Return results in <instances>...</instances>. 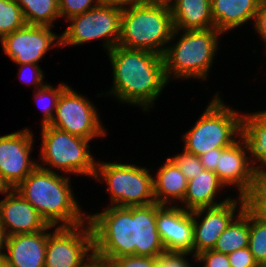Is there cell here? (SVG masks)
<instances>
[{"instance_id": "cell-1", "label": "cell", "mask_w": 266, "mask_h": 267, "mask_svg": "<svg viewBox=\"0 0 266 267\" xmlns=\"http://www.w3.org/2000/svg\"><path fill=\"white\" fill-rule=\"evenodd\" d=\"M112 66L113 86L105 94L117 101L139 105L143 111L152 108L168 81L163 56L142 49L117 45L107 52Z\"/></svg>"}, {"instance_id": "cell-2", "label": "cell", "mask_w": 266, "mask_h": 267, "mask_svg": "<svg viewBox=\"0 0 266 267\" xmlns=\"http://www.w3.org/2000/svg\"><path fill=\"white\" fill-rule=\"evenodd\" d=\"M63 175L37 166L15 190L49 225L76 226L85 223L88 214L81 212L80 204L71 191L70 177Z\"/></svg>"}, {"instance_id": "cell-3", "label": "cell", "mask_w": 266, "mask_h": 267, "mask_svg": "<svg viewBox=\"0 0 266 267\" xmlns=\"http://www.w3.org/2000/svg\"><path fill=\"white\" fill-rule=\"evenodd\" d=\"M178 33L168 1L144 0L122 8L118 45L163 55Z\"/></svg>"}, {"instance_id": "cell-4", "label": "cell", "mask_w": 266, "mask_h": 267, "mask_svg": "<svg viewBox=\"0 0 266 267\" xmlns=\"http://www.w3.org/2000/svg\"><path fill=\"white\" fill-rule=\"evenodd\" d=\"M179 40L167 46L163 56L165 77L207 80L223 34L216 28L183 30ZM220 35V36H219ZM219 36V37H218ZM174 76V77H172Z\"/></svg>"}, {"instance_id": "cell-5", "label": "cell", "mask_w": 266, "mask_h": 267, "mask_svg": "<svg viewBox=\"0 0 266 267\" xmlns=\"http://www.w3.org/2000/svg\"><path fill=\"white\" fill-rule=\"evenodd\" d=\"M219 95L215 94L195 125L182 136L183 149L198 157L211 149L228 147L240 137L243 113L227 107Z\"/></svg>"}, {"instance_id": "cell-6", "label": "cell", "mask_w": 266, "mask_h": 267, "mask_svg": "<svg viewBox=\"0 0 266 267\" xmlns=\"http://www.w3.org/2000/svg\"><path fill=\"white\" fill-rule=\"evenodd\" d=\"M41 128L42 144L39 160L42 164L38 163L39 167L52 172H55L53 169L57 168L68 176L76 174L94 178L97 162L89 150L91 140L72 135L50 125ZM43 164L48 165L49 168Z\"/></svg>"}, {"instance_id": "cell-7", "label": "cell", "mask_w": 266, "mask_h": 267, "mask_svg": "<svg viewBox=\"0 0 266 267\" xmlns=\"http://www.w3.org/2000/svg\"><path fill=\"white\" fill-rule=\"evenodd\" d=\"M93 232L94 254L107 262L112 258L135 255V206H108L89 214Z\"/></svg>"}, {"instance_id": "cell-8", "label": "cell", "mask_w": 266, "mask_h": 267, "mask_svg": "<svg viewBox=\"0 0 266 267\" xmlns=\"http://www.w3.org/2000/svg\"><path fill=\"white\" fill-rule=\"evenodd\" d=\"M153 177L146 167L114 162H97L94 175V179L106 183V190L111 196L109 205L122 207L156 202Z\"/></svg>"}, {"instance_id": "cell-9", "label": "cell", "mask_w": 266, "mask_h": 267, "mask_svg": "<svg viewBox=\"0 0 266 267\" xmlns=\"http://www.w3.org/2000/svg\"><path fill=\"white\" fill-rule=\"evenodd\" d=\"M122 8L109 5L97 7L67 20L69 26L61 34V46H75L104 40L106 51L119 44Z\"/></svg>"}, {"instance_id": "cell-10", "label": "cell", "mask_w": 266, "mask_h": 267, "mask_svg": "<svg viewBox=\"0 0 266 267\" xmlns=\"http://www.w3.org/2000/svg\"><path fill=\"white\" fill-rule=\"evenodd\" d=\"M93 254L89 221L76 226H54L47 233L45 267H80Z\"/></svg>"}, {"instance_id": "cell-11", "label": "cell", "mask_w": 266, "mask_h": 267, "mask_svg": "<svg viewBox=\"0 0 266 267\" xmlns=\"http://www.w3.org/2000/svg\"><path fill=\"white\" fill-rule=\"evenodd\" d=\"M49 125L88 140L104 137L107 132L95 105L69 86L62 91Z\"/></svg>"}, {"instance_id": "cell-12", "label": "cell", "mask_w": 266, "mask_h": 267, "mask_svg": "<svg viewBox=\"0 0 266 267\" xmlns=\"http://www.w3.org/2000/svg\"><path fill=\"white\" fill-rule=\"evenodd\" d=\"M238 197L239 200L236 198L232 199L231 197L230 200L226 201L223 204L214 207H203L192 211V258L195 259V256L202 251L213 249L216 244V241L223 233V231L243 211V209L248 204V198H245L243 196ZM197 219H201V221L199 222Z\"/></svg>"}, {"instance_id": "cell-13", "label": "cell", "mask_w": 266, "mask_h": 267, "mask_svg": "<svg viewBox=\"0 0 266 267\" xmlns=\"http://www.w3.org/2000/svg\"><path fill=\"white\" fill-rule=\"evenodd\" d=\"M52 28L25 24L0 40L2 49L16 64H38L51 47H61V35Z\"/></svg>"}, {"instance_id": "cell-14", "label": "cell", "mask_w": 266, "mask_h": 267, "mask_svg": "<svg viewBox=\"0 0 266 267\" xmlns=\"http://www.w3.org/2000/svg\"><path fill=\"white\" fill-rule=\"evenodd\" d=\"M215 173L225 187H236L238 196L248 198L258 187L259 174L249 162L247 147L241 137L228 147L218 148Z\"/></svg>"}, {"instance_id": "cell-15", "label": "cell", "mask_w": 266, "mask_h": 267, "mask_svg": "<svg viewBox=\"0 0 266 267\" xmlns=\"http://www.w3.org/2000/svg\"><path fill=\"white\" fill-rule=\"evenodd\" d=\"M33 141L28 128L0 136V173L13 189L38 166L30 157Z\"/></svg>"}, {"instance_id": "cell-16", "label": "cell", "mask_w": 266, "mask_h": 267, "mask_svg": "<svg viewBox=\"0 0 266 267\" xmlns=\"http://www.w3.org/2000/svg\"><path fill=\"white\" fill-rule=\"evenodd\" d=\"M157 230L167 253L193 256V215L178 205L157 203Z\"/></svg>"}, {"instance_id": "cell-17", "label": "cell", "mask_w": 266, "mask_h": 267, "mask_svg": "<svg viewBox=\"0 0 266 267\" xmlns=\"http://www.w3.org/2000/svg\"><path fill=\"white\" fill-rule=\"evenodd\" d=\"M0 223L8 237L40 232L49 226L40 213L15 189L0 200Z\"/></svg>"}, {"instance_id": "cell-18", "label": "cell", "mask_w": 266, "mask_h": 267, "mask_svg": "<svg viewBox=\"0 0 266 267\" xmlns=\"http://www.w3.org/2000/svg\"><path fill=\"white\" fill-rule=\"evenodd\" d=\"M53 228L49 225L40 232L9 236L5 258L11 267H45L47 232Z\"/></svg>"}, {"instance_id": "cell-19", "label": "cell", "mask_w": 266, "mask_h": 267, "mask_svg": "<svg viewBox=\"0 0 266 267\" xmlns=\"http://www.w3.org/2000/svg\"><path fill=\"white\" fill-rule=\"evenodd\" d=\"M157 203L135 206V256L160 257L166 253L157 230Z\"/></svg>"}, {"instance_id": "cell-20", "label": "cell", "mask_w": 266, "mask_h": 267, "mask_svg": "<svg viewBox=\"0 0 266 267\" xmlns=\"http://www.w3.org/2000/svg\"><path fill=\"white\" fill-rule=\"evenodd\" d=\"M174 30H204L215 28L211 0H168Z\"/></svg>"}, {"instance_id": "cell-21", "label": "cell", "mask_w": 266, "mask_h": 267, "mask_svg": "<svg viewBox=\"0 0 266 267\" xmlns=\"http://www.w3.org/2000/svg\"><path fill=\"white\" fill-rule=\"evenodd\" d=\"M225 185L219 179L214 171L204 169L200 174L195 175V178L188 180V185L185 197L181 207L188 211H193L203 207H214L230 200V197L217 202L216 196ZM216 200V201H215Z\"/></svg>"}, {"instance_id": "cell-22", "label": "cell", "mask_w": 266, "mask_h": 267, "mask_svg": "<svg viewBox=\"0 0 266 267\" xmlns=\"http://www.w3.org/2000/svg\"><path fill=\"white\" fill-rule=\"evenodd\" d=\"M261 1L211 0V14L215 28L224 34L254 20Z\"/></svg>"}, {"instance_id": "cell-23", "label": "cell", "mask_w": 266, "mask_h": 267, "mask_svg": "<svg viewBox=\"0 0 266 267\" xmlns=\"http://www.w3.org/2000/svg\"><path fill=\"white\" fill-rule=\"evenodd\" d=\"M240 137L247 147L249 162L258 174L262 173L266 169V110L242 115Z\"/></svg>"}, {"instance_id": "cell-24", "label": "cell", "mask_w": 266, "mask_h": 267, "mask_svg": "<svg viewBox=\"0 0 266 267\" xmlns=\"http://www.w3.org/2000/svg\"><path fill=\"white\" fill-rule=\"evenodd\" d=\"M153 184L156 203L172 205L175 202L183 201L188 180L178 166L167 158L166 162L159 167L156 176L153 177Z\"/></svg>"}, {"instance_id": "cell-25", "label": "cell", "mask_w": 266, "mask_h": 267, "mask_svg": "<svg viewBox=\"0 0 266 267\" xmlns=\"http://www.w3.org/2000/svg\"><path fill=\"white\" fill-rule=\"evenodd\" d=\"M249 230L250 206L247 204L220 235L213 250L228 255L238 249L248 247Z\"/></svg>"}, {"instance_id": "cell-26", "label": "cell", "mask_w": 266, "mask_h": 267, "mask_svg": "<svg viewBox=\"0 0 266 267\" xmlns=\"http://www.w3.org/2000/svg\"><path fill=\"white\" fill-rule=\"evenodd\" d=\"M21 7L26 24L54 27L61 18L58 0H16Z\"/></svg>"}, {"instance_id": "cell-27", "label": "cell", "mask_w": 266, "mask_h": 267, "mask_svg": "<svg viewBox=\"0 0 266 267\" xmlns=\"http://www.w3.org/2000/svg\"><path fill=\"white\" fill-rule=\"evenodd\" d=\"M248 248L260 267H266V221L250 207Z\"/></svg>"}, {"instance_id": "cell-28", "label": "cell", "mask_w": 266, "mask_h": 267, "mask_svg": "<svg viewBox=\"0 0 266 267\" xmlns=\"http://www.w3.org/2000/svg\"><path fill=\"white\" fill-rule=\"evenodd\" d=\"M68 85L65 83H60L56 88L53 85L45 84L41 88L36 89L34 92V98L37 104L42 105L43 119L41 127L49 125L55 114L58 99L62 91ZM54 87V88H53ZM41 101V102H40ZM41 103V104H40ZM40 107V106H39Z\"/></svg>"}, {"instance_id": "cell-29", "label": "cell", "mask_w": 266, "mask_h": 267, "mask_svg": "<svg viewBox=\"0 0 266 267\" xmlns=\"http://www.w3.org/2000/svg\"><path fill=\"white\" fill-rule=\"evenodd\" d=\"M26 24L16 0H0V40Z\"/></svg>"}, {"instance_id": "cell-30", "label": "cell", "mask_w": 266, "mask_h": 267, "mask_svg": "<svg viewBox=\"0 0 266 267\" xmlns=\"http://www.w3.org/2000/svg\"><path fill=\"white\" fill-rule=\"evenodd\" d=\"M168 158L178 166L187 180L195 178V175L200 174L205 169L197 155L184 149L182 153Z\"/></svg>"}, {"instance_id": "cell-31", "label": "cell", "mask_w": 266, "mask_h": 267, "mask_svg": "<svg viewBox=\"0 0 266 267\" xmlns=\"http://www.w3.org/2000/svg\"><path fill=\"white\" fill-rule=\"evenodd\" d=\"M60 17L66 21L100 5L99 0H58Z\"/></svg>"}, {"instance_id": "cell-32", "label": "cell", "mask_w": 266, "mask_h": 267, "mask_svg": "<svg viewBox=\"0 0 266 267\" xmlns=\"http://www.w3.org/2000/svg\"><path fill=\"white\" fill-rule=\"evenodd\" d=\"M160 257L125 255L108 261L109 267H155Z\"/></svg>"}, {"instance_id": "cell-33", "label": "cell", "mask_w": 266, "mask_h": 267, "mask_svg": "<svg viewBox=\"0 0 266 267\" xmlns=\"http://www.w3.org/2000/svg\"><path fill=\"white\" fill-rule=\"evenodd\" d=\"M17 65L20 67L18 74L19 79L26 85H34L35 89H38L46 84V82L43 81L45 77L43 74L44 71L41 70L38 64L26 63Z\"/></svg>"}, {"instance_id": "cell-34", "label": "cell", "mask_w": 266, "mask_h": 267, "mask_svg": "<svg viewBox=\"0 0 266 267\" xmlns=\"http://www.w3.org/2000/svg\"><path fill=\"white\" fill-rule=\"evenodd\" d=\"M195 261L202 263V267H231L228 256L213 249L200 252Z\"/></svg>"}, {"instance_id": "cell-35", "label": "cell", "mask_w": 266, "mask_h": 267, "mask_svg": "<svg viewBox=\"0 0 266 267\" xmlns=\"http://www.w3.org/2000/svg\"><path fill=\"white\" fill-rule=\"evenodd\" d=\"M227 256L231 267H260L248 247L238 249Z\"/></svg>"}, {"instance_id": "cell-36", "label": "cell", "mask_w": 266, "mask_h": 267, "mask_svg": "<svg viewBox=\"0 0 266 267\" xmlns=\"http://www.w3.org/2000/svg\"><path fill=\"white\" fill-rule=\"evenodd\" d=\"M188 253H164L158 259L155 267H192L188 258Z\"/></svg>"}, {"instance_id": "cell-37", "label": "cell", "mask_w": 266, "mask_h": 267, "mask_svg": "<svg viewBox=\"0 0 266 267\" xmlns=\"http://www.w3.org/2000/svg\"><path fill=\"white\" fill-rule=\"evenodd\" d=\"M248 205L266 221V193L259 186L248 197Z\"/></svg>"}, {"instance_id": "cell-38", "label": "cell", "mask_w": 266, "mask_h": 267, "mask_svg": "<svg viewBox=\"0 0 266 267\" xmlns=\"http://www.w3.org/2000/svg\"><path fill=\"white\" fill-rule=\"evenodd\" d=\"M253 23L257 34H259V37L263 39L262 41L266 43V0L260 2Z\"/></svg>"}, {"instance_id": "cell-39", "label": "cell", "mask_w": 266, "mask_h": 267, "mask_svg": "<svg viewBox=\"0 0 266 267\" xmlns=\"http://www.w3.org/2000/svg\"><path fill=\"white\" fill-rule=\"evenodd\" d=\"M202 165L209 171H216L218 165V148L211 149L199 156Z\"/></svg>"}, {"instance_id": "cell-40", "label": "cell", "mask_w": 266, "mask_h": 267, "mask_svg": "<svg viewBox=\"0 0 266 267\" xmlns=\"http://www.w3.org/2000/svg\"><path fill=\"white\" fill-rule=\"evenodd\" d=\"M80 267H109V265L104 258L93 254Z\"/></svg>"}, {"instance_id": "cell-41", "label": "cell", "mask_w": 266, "mask_h": 267, "mask_svg": "<svg viewBox=\"0 0 266 267\" xmlns=\"http://www.w3.org/2000/svg\"><path fill=\"white\" fill-rule=\"evenodd\" d=\"M144 0H99L100 5L117 6L120 8L129 7L132 4L142 2Z\"/></svg>"}, {"instance_id": "cell-42", "label": "cell", "mask_w": 266, "mask_h": 267, "mask_svg": "<svg viewBox=\"0 0 266 267\" xmlns=\"http://www.w3.org/2000/svg\"><path fill=\"white\" fill-rule=\"evenodd\" d=\"M8 235L5 228L0 223V259L5 257V249L7 244ZM4 249V250H3Z\"/></svg>"}, {"instance_id": "cell-43", "label": "cell", "mask_w": 266, "mask_h": 267, "mask_svg": "<svg viewBox=\"0 0 266 267\" xmlns=\"http://www.w3.org/2000/svg\"><path fill=\"white\" fill-rule=\"evenodd\" d=\"M13 188L9 185V183L4 179L3 175L0 173V194H7Z\"/></svg>"}, {"instance_id": "cell-44", "label": "cell", "mask_w": 266, "mask_h": 267, "mask_svg": "<svg viewBox=\"0 0 266 267\" xmlns=\"http://www.w3.org/2000/svg\"><path fill=\"white\" fill-rule=\"evenodd\" d=\"M258 186L266 193V175H259Z\"/></svg>"}, {"instance_id": "cell-45", "label": "cell", "mask_w": 266, "mask_h": 267, "mask_svg": "<svg viewBox=\"0 0 266 267\" xmlns=\"http://www.w3.org/2000/svg\"><path fill=\"white\" fill-rule=\"evenodd\" d=\"M0 267H11L9 261L4 257L0 259Z\"/></svg>"}, {"instance_id": "cell-46", "label": "cell", "mask_w": 266, "mask_h": 267, "mask_svg": "<svg viewBox=\"0 0 266 267\" xmlns=\"http://www.w3.org/2000/svg\"><path fill=\"white\" fill-rule=\"evenodd\" d=\"M259 175H266V169L262 173H260Z\"/></svg>"}]
</instances>
